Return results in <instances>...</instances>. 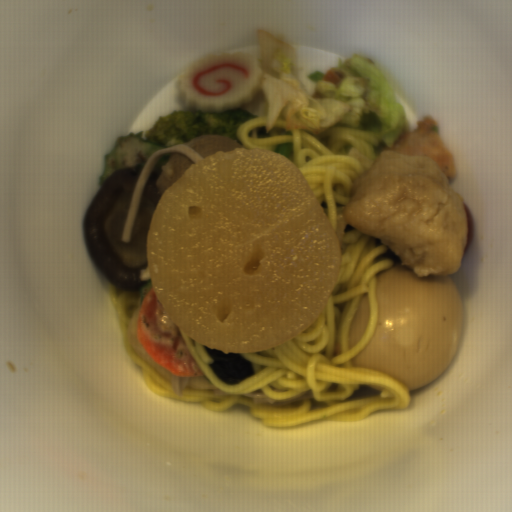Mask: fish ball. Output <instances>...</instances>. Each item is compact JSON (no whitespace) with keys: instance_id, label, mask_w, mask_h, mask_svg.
I'll return each mask as SVG.
<instances>
[{"instance_id":"53f4d19a","label":"fish ball","mask_w":512,"mask_h":512,"mask_svg":"<svg viewBox=\"0 0 512 512\" xmlns=\"http://www.w3.org/2000/svg\"><path fill=\"white\" fill-rule=\"evenodd\" d=\"M142 303H137L134 306L133 314L130 318V321L127 325L128 330V338L131 346L134 351L162 378H164L174 392L179 396L183 395L186 388H192L197 390H213L215 387L210 382L208 378L205 376H180L174 373L169 372L153 360L149 358L147 353L144 351L142 346L139 343L138 338V329H139V320L140 313L142 309Z\"/></svg>"},{"instance_id":"29854b86","label":"fish ball","mask_w":512,"mask_h":512,"mask_svg":"<svg viewBox=\"0 0 512 512\" xmlns=\"http://www.w3.org/2000/svg\"><path fill=\"white\" fill-rule=\"evenodd\" d=\"M342 215L381 239L420 278L450 276L462 265L468 215L445 171L427 155L380 153L357 178Z\"/></svg>"}]
</instances>
